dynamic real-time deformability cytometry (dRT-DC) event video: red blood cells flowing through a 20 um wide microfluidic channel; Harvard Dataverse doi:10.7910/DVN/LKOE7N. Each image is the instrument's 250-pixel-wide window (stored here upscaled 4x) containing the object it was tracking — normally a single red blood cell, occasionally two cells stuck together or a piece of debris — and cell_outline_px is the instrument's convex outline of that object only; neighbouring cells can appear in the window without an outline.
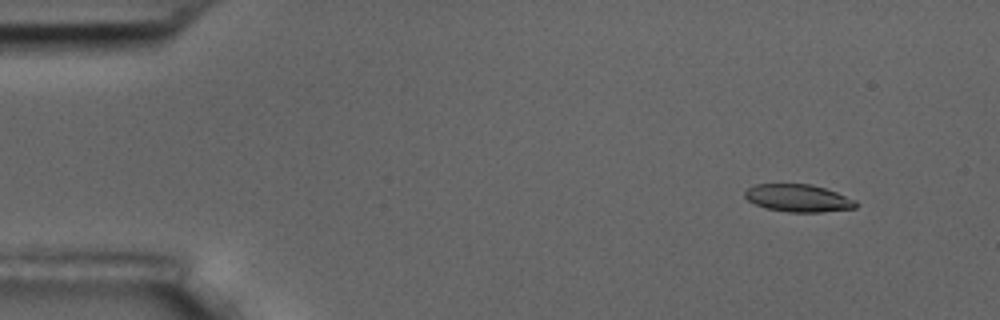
{"species": "common noctule bat (a hibernating species)", "species_latin": "Nyctalus noctula", "temperature_condition": "room temperature", "stored_images_in_passage": 6, "camera_frame_rate_fps": 3000, "um_per_image_px": 0.085, "animal": {"sex": "male", "body_mass_g": 17.5, "forearm_length_mm": 52.3}, "frame": {"image": 1, "passage_image": 2, "time_ms": 1.0, "image_size_px": [1000, 320], "cell_outline_px": [[860, 204], [856, 208], [820, 212], [788, 212], [768, 208], [756, 204], [748, 200], [744, 196], [744, 192], [748, 188], [756, 184], [812, 184], [836, 192], [856, 200]], "centroid_in_image_um": [67.88, 16.84], "position_along_channel_um": 17.1, "area_um2": 17.74}}